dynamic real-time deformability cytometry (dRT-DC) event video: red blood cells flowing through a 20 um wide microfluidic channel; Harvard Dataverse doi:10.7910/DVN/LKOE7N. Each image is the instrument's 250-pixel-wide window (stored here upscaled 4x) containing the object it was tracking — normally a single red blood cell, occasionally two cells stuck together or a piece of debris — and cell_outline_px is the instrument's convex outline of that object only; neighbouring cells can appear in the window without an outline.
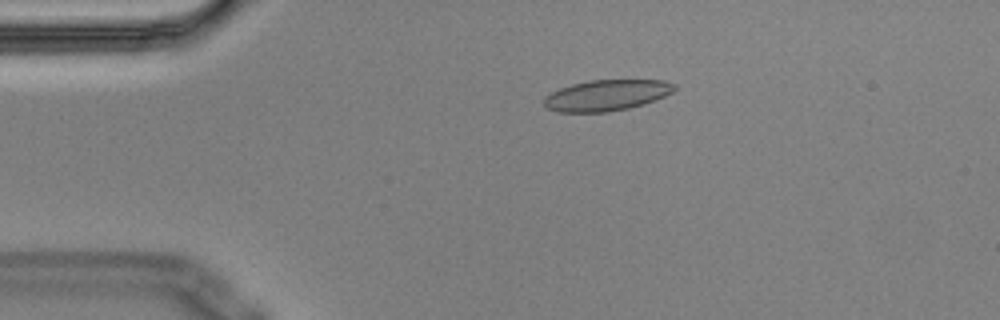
{"species": "Egyptian fruit bat (a non-hibernating species)", "species_latin": "Rousettus aegyptiacus", "temperature_condition": "cold", "stored_images_in_passage": 6, "camera_frame_rate_fps": 3000, "um_per_image_px": 0.085, "animal": {"sex": "male"}, "frame": {"image": 1, "passage_image": 4, "time_ms": 1.0, "image_size_px": [1000, 320], "cell_outline_px": [[676, 88], [672, 92], [664, 96], [644, 104], [628, 108], [608, 112], [556, 112], [548, 108], [544, 104], [544, 96], [560, 88], [572, 84], [588, 80], [664, 80], [676, 84]], "centroid_in_image_um": [51.55, 8.09], "position_along_channel_um": 33.4, "area_um2": 23.52}}